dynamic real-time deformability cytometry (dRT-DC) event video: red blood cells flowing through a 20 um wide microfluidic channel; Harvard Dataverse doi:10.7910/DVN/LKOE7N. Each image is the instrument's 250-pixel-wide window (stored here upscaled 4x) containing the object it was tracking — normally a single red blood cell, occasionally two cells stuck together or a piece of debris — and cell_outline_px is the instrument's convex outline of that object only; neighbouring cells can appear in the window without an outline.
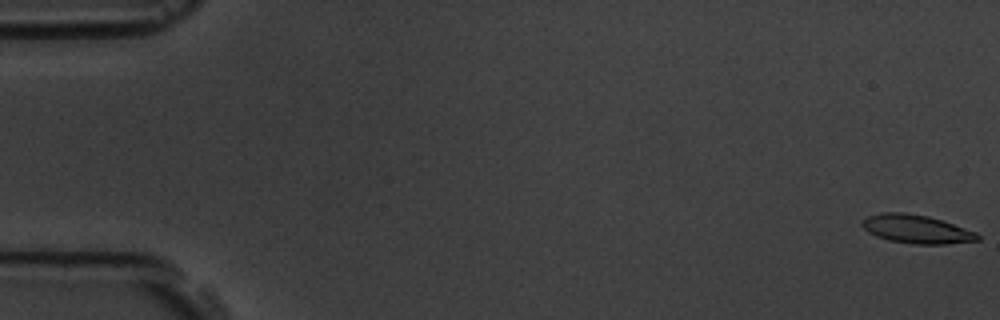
{"species": "common noctule bat (a hibernating species)", "species_latin": "Nyctalus noctula", "temperature_condition": "room temperature", "stored_images_in_passage": 7, "camera_frame_rate_fps": 3000, "um_per_image_px": 0.085, "animal": {"sex": "male", "body_mass_g": 19.5, "forearm_length_mm": 54.6}, "frame": {"image": 1, "passage_image": 1, "time_ms": 0.0, "image_size_px": [1000, 320], "cell_outline_px": [[980, 240], [944, 244], [912, 244], [888, 240], [876, 236], [868, 232], [860, 224], [868, 216], [884, 212], [904, 212], [928, 216], [976, 232], [980, 236]], "centroid_in_image_um": [77.88, 19.48], "position_along_channel_um": 7.1, "area_um2": 19.02}}
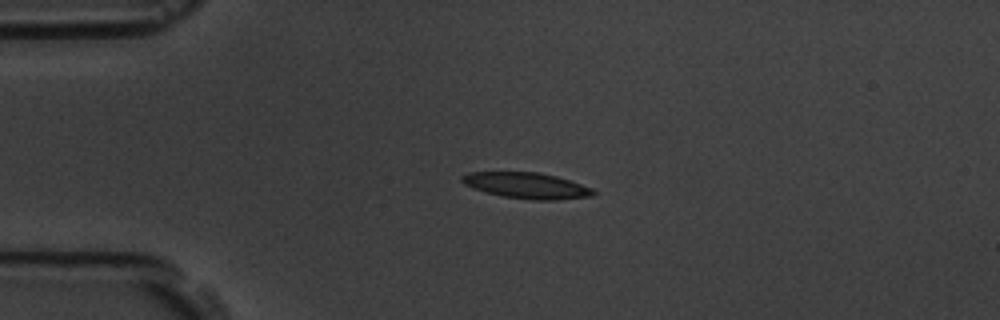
{"frame": {"image": 2, "passage_image": 5, "time_ms": 4.333, "image_size_px": [1000, 320], "cell_outline_px": [[596, 192], [592, 196], [556, 200], [532, 200], [504, 196], [484, 192], [464, 184], [460, 180], [460, 176], [468, 172], [540, 172], [556, 176], [592, 188]], "centroid_in_image_um": [44.74, 15.77], "position_along_channel_um": 40.3, "area_um2": 19.83}}
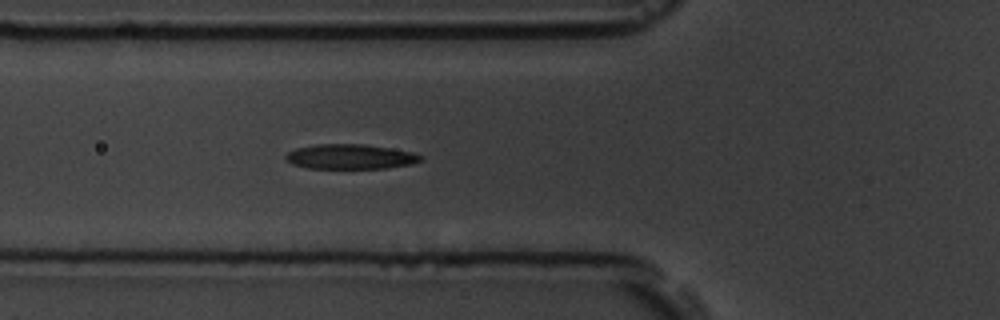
{"frame": {"image": 3, "passage_image": 7, "time_ms": 6.667, "image_size_px": [1000, 320], "cell_outline_px": [[424, 160], [412, 164], [388, 168], [308, 168], [292, 164], [284, 160], [284, 156], [288, 152], [296, 148], [316, 144], [364, 144], [412, 152], [424, 156]], "centroid_in_image_um": [29.78, 13.32], "position_along_channel_um": 96.0, "area_um2": 19.65}}